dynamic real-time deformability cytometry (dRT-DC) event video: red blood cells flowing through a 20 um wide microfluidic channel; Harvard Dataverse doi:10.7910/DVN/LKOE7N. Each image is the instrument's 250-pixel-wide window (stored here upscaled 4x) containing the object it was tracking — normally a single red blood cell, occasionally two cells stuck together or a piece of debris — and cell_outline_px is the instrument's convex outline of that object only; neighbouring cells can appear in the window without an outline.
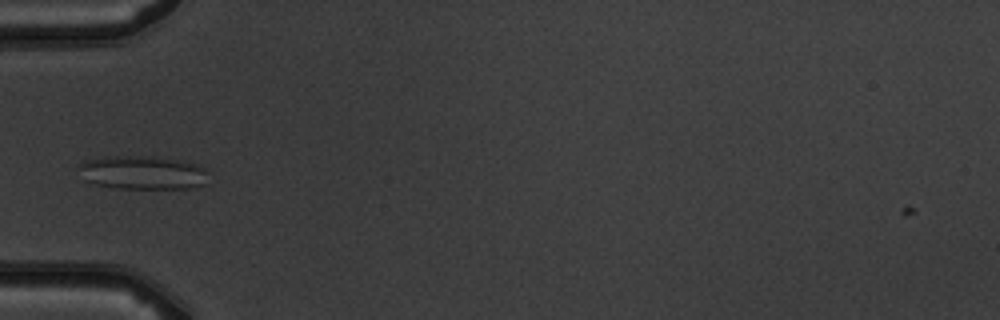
{"species": "common noctule bat (a hibernating species)", "species_latin": "Nyctalus noctula", "temperature_condition": "warm", "stored_images_in_passage": 2, "camera_frame_rate_fps": 3000, "um_per_image_px": 0.085, "animal": {"sex": "male", "body_mass_g": 19.5, "forearm_length_mm": 54.6}, "frame": {"image": 1, "passage_image": 1, "time_ms": 0.0, "image_size_px": [1000, 320], "cell_outline_px": [[204, 184], [192, 188], [120, 188], [92, 184], [84, 180], [80, 168], [80, 164], [84, 160], [100, 156], [152, 156], [200, 164], [204, 168]], "centroid_in_image_um": [12.06, 14.66], "position_along_channel_um": 72.9, "area_um2": 25.26}}
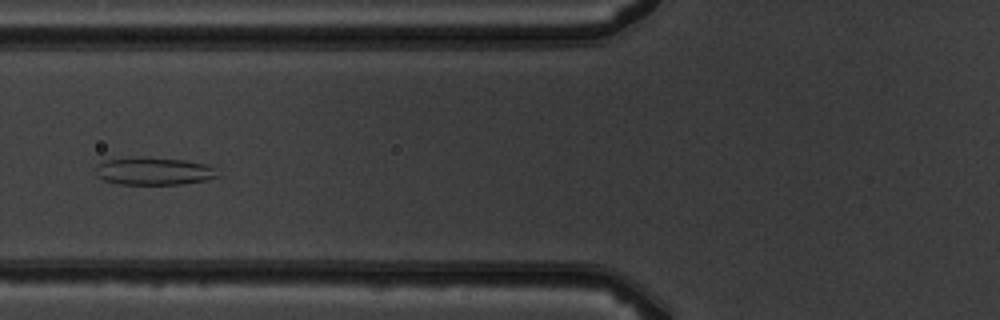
{"frame": {"image": 2, "passage_image": 2, "time_ms": 1.0, "image_size_px": [1000, 320], "cell_outline_px": [[220, 176], [204, 180], [180, 184], [116, 184], [104, 180], [96, 172], [96, 168], [104, 160], [136, 156], [144, 156], [184, 160], [208, 164]], "centroid_in_image_um": [13.06, 14.53], "position_along_channel_um": 112.7, "area_um2": 19.65}}